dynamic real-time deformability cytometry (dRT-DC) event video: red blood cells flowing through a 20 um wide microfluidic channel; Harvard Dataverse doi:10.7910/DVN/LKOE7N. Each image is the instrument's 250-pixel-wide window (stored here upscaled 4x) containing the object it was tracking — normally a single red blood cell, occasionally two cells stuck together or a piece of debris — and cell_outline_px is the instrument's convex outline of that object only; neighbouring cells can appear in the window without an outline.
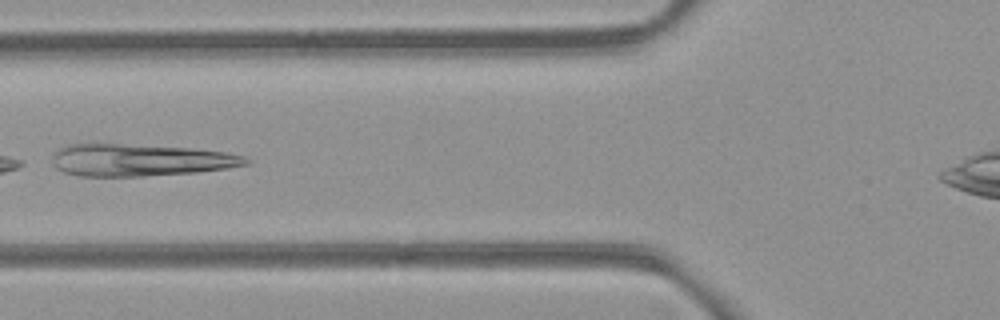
{"species": "common noctule bat (a hibernating species)", "species_latin": "Nyctalus noctula", "temperature_condition": "room temperature", "stored_images_in_passage": 3, "camera_frame_rate_fps": 3000, "um_per_image_px": 0.085, "animal": {"sex": "female", "body_mass_g": 21.9}, "frame": {"image": 1, "passage_image": 3, "time_ms": 3.0, "image_size_px": [1000, 320], "cell_outline_px": [[252, 164], [196, 172], [144, 176], [80, 176], [64, 172], [56, 168], [52, 164], [52, 156], [56, 148], [68, 144], [96, 140], [188, 148], [224, 152], [244, 156], [252, 160]], "centroid_in_image_um": [11.78, 13.55], "position_along_channel_um": 114.0, "area_um2": 37.57}}